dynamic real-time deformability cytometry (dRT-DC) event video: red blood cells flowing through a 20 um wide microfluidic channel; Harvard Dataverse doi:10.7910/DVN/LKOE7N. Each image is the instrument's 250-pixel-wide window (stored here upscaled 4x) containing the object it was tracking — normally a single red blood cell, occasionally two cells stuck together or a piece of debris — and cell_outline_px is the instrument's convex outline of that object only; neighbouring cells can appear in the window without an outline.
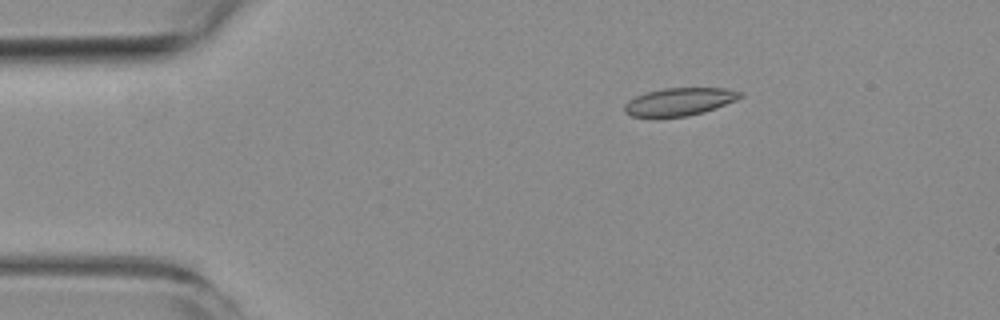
{"species": "common noctule bat (a hibernating species)", "species_latin": "Nyctalus noctula", "temperature_condition": "room temperature", "stored_images_in_passage": 2, "camera_frame_rate_fps": 3000, "um_per_image_px": 0.085, "animal": {"sex": "female", "body_mass_g": 19.3, "forearm_length_mm": 54.1}, "frame": {"image": 1, "passage_image": 1, "time_ms": 0.0, "image_size_px": [1000, 320], "cell_outline_px": [[744, 96], [736, 100], [716, 108], [704, 112], [688, 116], [632, 116], [624, 112], [624, 104], [628, 100], [636, 96], [648, 92], [664, 88], [724, 88], [744, 92]], "centroid_in_image_um": [57.79, 8.63], "position_along_channel_um": 27.2, "area_um2": 18.61}}